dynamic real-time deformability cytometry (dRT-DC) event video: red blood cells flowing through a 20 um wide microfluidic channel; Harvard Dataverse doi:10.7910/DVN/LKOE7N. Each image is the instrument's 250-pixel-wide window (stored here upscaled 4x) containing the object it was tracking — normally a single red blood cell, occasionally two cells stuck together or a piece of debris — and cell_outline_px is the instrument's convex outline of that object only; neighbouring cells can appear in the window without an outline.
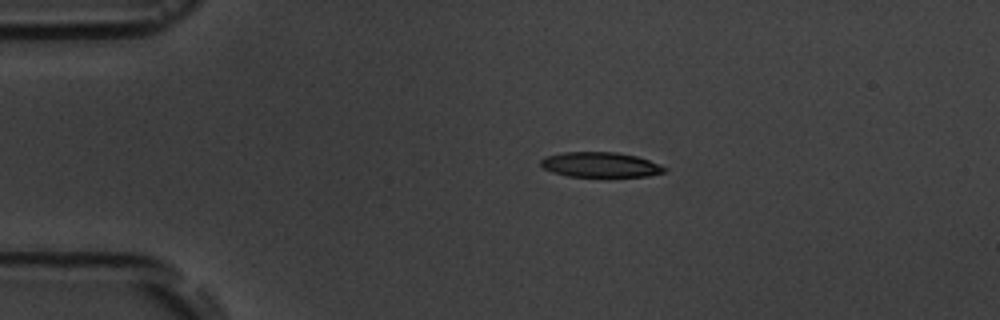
{"species": "common noctule bat (a hibernating species)", "species_latin": "Nyctalus noctula", "temperature_condition": "room temperature", "stored_images_in_passage": 15, "camera_frame_rate_fps": 3000, "um_per_image_px": 0.085, "animal": {"sex": "male", "body_mass_g": 19.5, "forearm_length_mm": 54.6}, "frame": {"image": 1, "passage_image": 3, "time_ms": 3.333, "image_size_px": [1000, 320], "cell_outline_px": [[668, 168], [664, 172], [648, 176], [608, 180], [568, 176], [552, 172], [544, 168], [540, 164], [540, 160], [548, 156], [564, 152], [616, 152], [636, 156], [648, 160]], "centroid_in_image_um": [51.07, 14.06], "position_along_channel_um": 33.9, "area_um2": 18.96}}
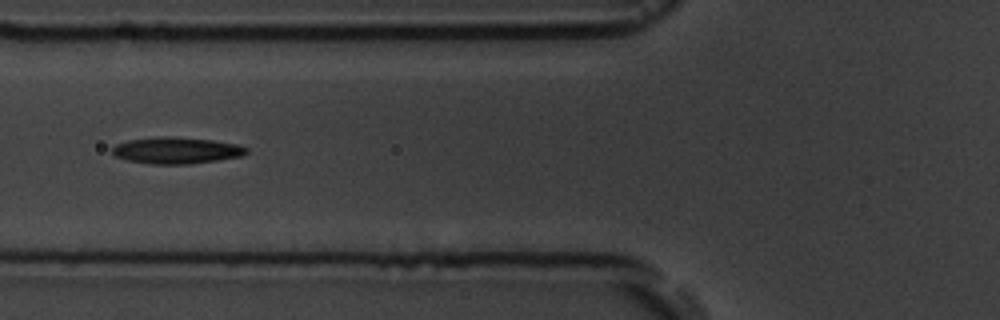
{"frame": {"image": 2, "passage_image": 6, "time_ms": 6.667, "image_size_px": [1000, 320], "cell_outline_px": [[248, 152], [240, 156], [216, 160], [188, 164], [148, 164], [128, 160], [116, 156], [112, 152], [112, 148], [116, 144], [128, 140], [168, 136], [212, 140], [240, 144], [248, 148]], "centroid_in_image_um": [15.01, 12.79], "position_along_channel_um": 110.8, "area_um2": 20.58}}
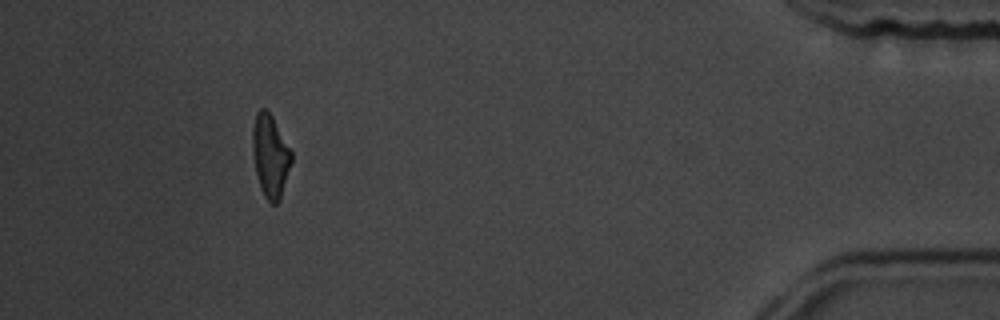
{"frame": {"image": 3, "passage_image": 14, "time_ms": 16.667, "image_size_px": [1000, 320], "cell_outline_px": [[292, 160], [280, 200], [276, 204], [272, 204], [264, 196], [260, 188], [256, 172], [252, 148], [252, 128], [256, 112], [260, 108], [268, 108], [292, 152]], "centroid_in_image_um": [22.97, 13.22], "position_along_channel_um": 412.2, "area_um2": 18.84}, "authors_computed_cell_mechanics": {"area_um2": 19.363, "velocity_mm_per_s": 3.6314, "shape_relaxation_time_tau1_ms": 4.033, "shape_relaxation_time_tau2_ms": 4.2699, "deformation_change_tau1": 0.1594, "deformation_change_tau2": 0.1166}}